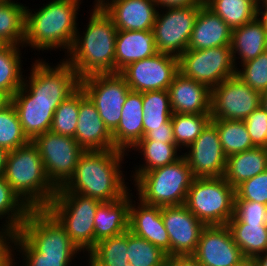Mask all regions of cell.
Returning <instances> with one entry per match:
<instances>
[{
  "instance_id": "1",
  "label": "cell",
  "mask_w": 267,
  "mask_h": 266,
  "mask_svg": "<svg viewBox=\"0 0 267 266\" xmlns=\"http://www.w3.org/2000/svg\"><path fill=\"white\" fill-rule=\"evenodd\" d=\"M128 155L130 156L118 149L85 151L79 158L72 177L57 191L77 193L100 202L123 198L132 191L127 185L129 182L125 181L127 174H124L121 165Z\"/></svg>"
},
{
  "instance_id": "2",
  "label": "cell",
  "mask_w": 267,
  "mask_h": 266,
  "mask_svg": "<svg viewBox=\"0 0 267 266\" xmlns=\"http://www.w3.org/2000/svg\"><path fill=\"white\" fill-rule=\"evenodd\" d=\"M90 12L85 30L81 33L80 27L77 29L72 46L64 57L79 79L115 73L117 28L102 8L93 7Z\"/></svg>"
},
{
  "instance_id": "3",
  "label": "cell",
  "mask_w": 267,
  "mask_h": 266,
  "mask_svg": "<svg viewBox=\"0 0 267 266\" xmlns=\"http://www.w3.org/2000/svg\"><path fill=\"white\" fill-rule=\"evenodd\" d=\"M82 1L52 0L36 10L26 6L23 47L29 49L31 47L39 52L47 50V53L49 50L59 49L65 52V56L72 46L79 27L77 20Z\"/></svg>"
},
{
  "instance_id": "4",
  "label": "cell",
  "mask_w": 267,
  "mask_h": 266,
  "mask_svg": "<svg viewBox=\"0 0 267 266\" xmlns=\"http://www.w3.org/2000/svg\"><path fill=\"white\" fill-rule=\"evenodd\" d=\"M3 176L30 209L46 208L57 192L31 141L23 147L8 151Z\"/></svg>"
},
{
  "instance_id": "5",
  "label": "cell",
  "mask_w": 267,
  "mask_h": 266,
  "mask_svg": "<svg viewBox=\"0 0 267 266\" xmlns=\"http://www.w3.org/2000/svg\"><path fill=\"white\" fill-rule=\"evenodd\" d=\"M184 156L172 164L141 174L132 184L143 203L159 207L183 205L194 180Z\"/></svg>"
},
{
  "instance_id": "6",
  "label": "cell",
  "mask_w": 267,
  "mask_h": 266,
  "mask_svg": "<svg viewBox=\"0 0 267 266\" xmlns=\"http://www.w3.org/2000/svg\"><path fill=\"white\" fill-rule=\"evenodd\" d=\"M101 203L77 193L57 191L46 207L84 256L94 248L95 213Z\"/></svg>"
},
{
  "instance_id": "7",
  "label": "cell",
  "mask_w": 267,
  "mask_h": 266,
  "mask_svg": "<svg viewBox=\"0 0 267 266\" xmlns=\"http://www.w3.org/2000/svg\"><path fill=\"white\" fill-rule=\"evenodd\" d=\"M234 204L235 188L224 177L194 178L184 203L206 226L226 225Z\"/></svg>"
},
{
  "instance_id": "8",
  "label": "cell",
  "mask_w": 267,
  "mask_h": 266,
  "mask_svg": "<svg viewBox=\"0 0 267 266\" xmlns=\"http://www.w3.org/2000/svg\"><path fill=\"white\" fill-rule=\"evenodd\" d=\"M44 257L75 259L83 254L46 209H30L18 231Z\"/></svg>"
},
{
  "instance_id": "9",
  "label": "cell",
  "mask_w": 267,
  "mask_h": 266,
  "mask_svg": "<svg viewBox=\"0 0 267 266\" xmlns=\"http://www.w3.org/2000/svg\"><path fill=\"white\" fill-rule=\"evenodd\" d=\"M62 59L56 66H51L43 57L32 62L30 74L24 75L22 84L32 100L63 102L80 86L76 71Z\"/></svg>"
},
{
  "instance_id": "10",
  "label": "cell",
  "mask_w": 267,
  "mask_h": 266,
  "mask_svg": "<svg viewBox=\"0 0 267 266\" xmlns=\"http://www.w3.org/2000/svg\"><path fill=\"white\" fill-rule=\"evenodd\" d=\"M43 161L51 184L59 189L72 177L79 158L85 152L73 137L47 131L31 140Z\"/></svg>"
},
{
  "instance_id": "11",
  "label": "cell",
  "mask_w": 267,
  "mask_h": 266,
  "mask_svg": "<svg viewBox=\"0 0 267 266\" xmlns=\"http://www.w3.org/2000/svg\"><path fill=\"white\" fill-rule=\"evenodd\" d=\"M179 72L210 89L236 74L230 46L186 50L178 57Z\"/></svg>"
},
{
  "instance_id": "12",
  "label": "cell",
  "mask_w": 267,
  "mask_h": 266,
  "mask_svg": "<svg viewBox=\"0 0 267 266\" xmlns=\"http://www.w3.org/2000/svg\"><path fill=\"white\" fill-rule=\"evenodd\" d=\"M80 86L112 133L118 127L123 105L131 90L125 78L120 73L94 74L80 79Z\"/></svg>"
},
{
  "instance_id": "13",
  "label": "cell",
  "mask_w": 267,
  "mask_h": 266,
  "mask_svg": "<svg viewBox=\"0 0 267 266\" xmlns=\"http://www.w3.org/2000/svg\"><path fill=\"white\" fill-rule=\"evenodd\" d=\"M200 7L187 6L158 10L152 29L157 52L179 57L187 50Z\"/></svg>"
},
{
  "instance_id": "14",
  "label": "cell",
  "mask_w": 267,
  "mask_h": 266,
  "mask_svg": "<svg viewBox=\"0 0 267 266\" xmlns=\"http://www.w3.org/2000/svg\"><path fill=\"white\" fill-rule=\"evenodd\" d=\"M261 103V93L236 74L211 89L212 120L244 121Z\"/></svg>"
},
{
  "instance_id": "15",
  "label": "cell",
  "mask_w": 267,
  "mask_h": 266,
  "mask_svg": "<svg viewBox=\"0 0 267 266\" xmlns=\"http://www.w3.org/2000/svg\"><path fill=\"white\" fill-rule=\"evenodd\" d=\"M179 72L178 57L158 52L154 56L129 64L120 74L132 91L168 90Z\"/></svg>"
},
{
  "instance_id": "16",
  "label": "cell",
  "mask_w": 267,
  "mask_h": 266,
  "mask_svg": "<svg viewBox=\"0 0 267 266\" xmlns=\"http://www.w3.org/2000/svg\"><path fill=\"white\" fill-rule=\"evenodd\" d=\"M183 156L195 178L223 177L225 174L227 157L223 151L218 130L212 122L185 149Z\"/></svg>"
},
{
  "instance_id": "17",
  "label": "cell",
  "mask_w": 267,
  "mask_h": 266,
  "mask_svg": "<svg viewBox=\"0 0 267 266\" xmlns=\"http://www.w3.org/2000/svg\"><path fill=\"white\" fill-rule=\"evenodd\" d=\"M193 256L201 266H242L248 261L227 225L205 226Z\"/></svg>"
},
{
  "instance_id": "18",
  "label": "cell",
  "mask_w": 267,
  "mask_h": 266,
  "mask_svg": "<svg viewBox=\"0 0 267 266\" xmlns=\"http://www.w3.org/2000/svg\"><path fill=\"white\" fill-rule=\"evenodd\" d=\"M161 216L170 239V257L193 255L206 225L184 204L161 207Z\"/></svg>"
},
{
  "instance_id": "19",
  "label": "cell",
  "mask_w": 267,
  "mask_h": 266,
  "mask_svg": "<svg viewBox=\"0 0 267 266\" xmlns=\"http://www.w3.org/2000/svg\"><path fill=\"white\" fill-rule=\"evenodd\" d=\"M74 139L84 151L116 149L112 134L104 125L95 104L81 86L78 124Z\"/></svg>"
},
{
  "instance_id": "20",
  "label": "cell",
  "mask_w": 267,
  "mask_h": 266,
  "mask_svg": "<svg viewBox=\"0 0 267 266\" xmlns=\"http://www.w3.org/2000/svg\"><path fill=\"white\" fill-rule=\"evenodd\" d=\"M23 133L31 141L35 136L50 131L56 108L62 102L32 100V95L21 86L11 97Z\"/></svg>"
},
{
  "instance_id": "21",
  "label": "cell",
  "mask_w": 267,
  "mask_h": 266,
  "mask_svg": "<svg viewBox=\"0 0 267 266\" xmlns=\"http://www.w3.org/2000/svg\"><path fill=\"white\" fill-rule=\"evenodd\" d=\"M133 198H136L137 202ZM128 230L161 248L170 257V239L164 227L161 207L143 203L132 192Z\"/></svg>"
},
{
  "instance_id": "22",
  "label": "cell",
  "mask_w": 267,
  "mask_h": 266,
  "mask_svg": "<svg viewBox=\"0 0 267 266\" xmlns=\"http://www.w3.org/2000/svg\"><path fill=\"white\" fill-rule=\"evenodd\" d=\"M102 9L117 30H152L158 12L154 0H110Z\"/></svg>"
},
{
  "instance_id": "23",
  "label": "cell",
  "mask_w": 267,
  "mask_h": 266,
  "mask_svg": "<svg viewBox=\"0 0 267 266\" xmlns=\"http://www.w3.org/2000/svg\"><path fill=\"white\" fill-rule=\"evenodd\" d=\"M168 91L173 114H210L211 89L207 85L178 72Z\"/></svg>"
},
{
  "instance_id": "24",
  "label": "cell",
  "mask_w": 267,
  "mask_h": 266,
  "mask_svg": "<svg viewBox=\"0 0 267 266\" xmlns=\"http://www.w3.org/2000/svg\"><path fill=\"white\" fill-rule=\"evenodd\" d=\"M232 29L203 4L196 17L187 50L231 45Z\"/></svg>"
},
{
  "instance_id": "25",
  "label": "cell",
  "mask_w": 267,
  "mask_h": 266,
  "mask_svg": "<svg viewBox=\"0 0 267 266\" xmlns=\"http://www.w3.org/2000/svg\"><path fill=\"white\" fill-rule=\"evenodd\" d=\"M143 115L142 93L130 90L118 127L111 133L116 149L129 153L143 138Z\"/></svg>"
},
{
  "instance_id": "26",
  "label": "cell",
  "mask_w": 267,
  "mask_h": 266,
  "mask_svg": "<svg viewBox=\"0 0 267 266\" xmlns=\"http://www.w3.org/2000/svg\"><path fill=\"white\" fill-rule=\"evenodd\" d=\"M157 52L152 30H117L115 41V73L129 64L154 56Z\"/></svg>"
},
{
  "instance_id": "27",
  "label": "cell",
  "mask_w": 267,
  "mask_h": 266,
  "mask_svg": "<svg viewBox=\"0 0 267 266\" xmlns=\"http://www.w3.org/2000/svg\"><path fill=\"white\" fill-rule=\"evenodd\" d=\"M131 191L123 198L102 202L96 210L94 221V247L97 242L128 231Z\"/></svg>"
},
{
  "instance_id": "28",
  "label": "cell",
  "mask_w": 267,
  "mask_h": 266,
  "mask_svg": "<svg viewBox=\"0 0 267 266\" xmlns=\"http://www.w3.org/2000/svg\"><path fill=\"white\" fill-rule=\"evenodd\" d=\"M230 47L236 69L267 50V31L257 17L232 30Z\"/></svg>"
},
{
  "instance_id": "29",
  "label": "cell",
  "mask_w": 267,
  "mask_h": 266,
  "mask_svg": "<svg viewBox=\"0 0 267 266\" xmlns=\"http://www.w3.org/2000/svg\"><path fill=\"white\" fill-rule=\"evenodd\" d=\"M267 170V148L255 147L227 157L224 178L234 188Z\"/></svg>"
},
{
  "instance_id": "30",
  "label": "cell",
  "mask_w": 267,
  "mask_h": 266,
  "mask_svg": "<svg viewBox=\"0 0 267 266\" xmlns=\"http://www.w3.org/2000/svg\"><path fill=\"white\" fill-rule=\"evenodd\" d=\"M132 150L138 152V155L139 153L140 156L142 155L141 157L143 158H141V160L143 159V164L136 165V167H134L135 171H131V178L129 180L131 182L132 180L134 182L141 174L158 167L172 164L183 156L182 150L176 146V143L139 141L130 149L131 152Z\"/></svg>"
},
{
  "instance_id": "31",
  "label": "cell",
  "mask_w": 267,
  "mask_h": 266,
  "mask_svg": "<svg viewBox=\"0 0 267 266\" xmlns=\"http://www.w3.org/2000/svg\"><path fill=\"white\" fill-rule=\"evenodd\" d=\"M24 5L15 0L0 3V44L24 45L26 4Z\"/></svg>"
},
{
  "instance_id": "32",
  "label": "cell",
  "mask_w": 267,
  "mask_h": 266,
  "mask_svg": "<svg viewBox=\"0 0 267 266\" xmlns=\"http://www.w3.org/2000/svg\"><path fill=\"white\" fill-rule=\"evenodd\" d=\"M143 100V137L153 128L172 127L173 115L168 90L142 93Z\"/></svg>"
},
{
  "instance_id": "33",
  "label": "cell",
  "mask_w": 267,
  "mask_h": 266,
  "mask_svg": "<svg viewBox=\"0 0 267 266\" xmlns=\"http://www.w3.org/2000/svg\"><path fill=\"white\" fill-rule=\"evenodd\" d=\"M226 225L234 242L248 261L256 255L267 252V223H227Z\"/></svg>"
},
{
  "instance_id": "34",
  "label": "cell",
  "mask_w": 267,
  "mask_h": 266,
  "mask_svg": "<svg viewBox=\"0 0 267 266\" xmlns=\"http://www.w3.org/2000/svg\"><path fill=\"white\" fill-rule=\"evenodd\" d=\"M127 250L128 231L97 242L84 261L86 266H127Z\"/></svg>"
},
{
  "instance_id": "35",
  "label": "cell",
  "mask_w": 267,
  "mask_h": 266,
  "mask_svg": "<svg viewBox=\"0 0 267 266\" xmlns=\"http://www.w3.org/2000/svg\"><path fill=\"white\" fill-rule=\"evenodd\" d=\"M23 46L0 44V89L11 97L23 84Z\"/></svg>"
},
{
  "instance_id": "36",
  "label": "cell",
  "mask_w": 267,
  "mask_h": 266,
  "mask_svg": "<svg viewBox=\"0 0 267 266\" xmlns=\"http://www.w3.org/2000/svg\"><path fill=\"white\" fill-rule=\"evenodd\" d=\"M204 4L232 30L256 17L257 2L255 0H205Z\"/></svg>"
},
{
  "instance_id": "37",
  "label": "cell",
  "mask_w": 267,
  "mask_h": 266,
  "mask_svg": "<svg viewBox=\"0 0 267 266\" xmlns=\"http://www.w3.org/2000/svg\"><path fill=\"white\" fill-rule=\"evenodd\" d=\"M30 208L12 190L3 175H0V220L12 233L18 232Z\"/></svg>"
},
{
  "instance_id": "38",
  "label": "cell",
  "mask_w": 267,
  "mask_h": 266,
  "mask_svg": "<svg viewBox=\"0 0 267 266\" xmlns=\"http://www.w3.org/2000/svg\"><path fill=\"white\" fill-rule=\"evenodd\" d=\"M218 130L225 156L255 148L244 121L211 120Z\"/></svg>"
},
{
  "instance_id": "39",
  "label": "cell",
  "mask_w": 267,
  "mask_h": 266,
  "mask_svg": "<svg viewBox=\"0 0 267 266\" xmlns=\"http://www.w3.org/2000/svg\"><path fill=\"white\" fill-rule=\"evenodd\" d=\"M211 114L174 113L171 117L173 137L181 150L188 148L211 122Z\"/></svg>"
},
{
  "instance_id": "40",
  "label": "cell",
  "mask_w": 267,
  "mask_h": 266,
  "mask_svg": "<svg viewBox=\"0 0 267 266\" xmlns=\"http://www.w3.org/2000/svg\"><path fill=\"white\" fill-rule=\"evenodd\" d=\"M128 262L131 266H167L168 256L161 248L128 230Z\"/></svg>"
},
{
  "instance_id": "41",
  "label": "cell",
  "mask_w": 267,
  "mask_h": 266,
  "mask_svg": "<svg viewBox=\"0 0 267 266\" xmlns=\"http://www.w3.org/2000/svg\"><path fill=\"white\" fill-rule=\"evenodd\" d=\"M80 105V86L55 110L50 131L63 136L75 137Z\"/></svg>"
},
{
  "instance_id": "42",
  "label": "cell",
  "mask_w": 267,
  "mask_h": 266,
  "mask_svg": "<svg viewBox=\"0 0 267 266\" xmlns=\"http://www.w3.org/2000/svg\"><path fill=\"white\" fill-rule=\"evenodd\" d=\"M29 142L30 140L23 133L14 105L10 103L0 111V147L12 151Z\"/></svg>"
},
{
  "instance_id": "43",
  "label": "cell",
  "mask_w": 267,
  "mask_h": 266,
  "mask_svg": "<svg viewBox=\"0 0 267 266\" xmlns=\"http://www.w3.org/2000/svg\"><path fill=\"white\" fill-rule=\"evenodd\" d=\"M15 250L25 266H71L75 263V259L44 257L19 232L12 235V251Z\"/></svg>"
},
{
  "instance_id": "44",
  "label": "cell",
  "mask_w": 267,
  "mask_h": 266,
  "mask_svg": "<svg viewBox=\"0 0 267 266\" xmlns=\"http://www.w3.org/2000/svg\"><path fill=\"white\" fill-rule=\"evenodd\" d=\"M239 67L236 69V75L250 88L259 93L267 91V50Z\"/></svg>"
},
{
  "instance_id": "45",
  "label": "cell",
  "mask_w": 267,
  "mask_h": 266,
  "mask_svg": "<svg viewBox=\"0 0 267 266\" xmlns=\"http://www.w3.org/2000/svg\"><path fill=\"white\" fill-rule=\"evenodd\" d=\"M235 200H249L267 205V170L238 185L235 188Z\"/></svg>"
},
{
  "instance_id": "46",
  "label": "cell",
  "mask_w": 267,
  "mask_h": 266,
  "mask_svg": "<svg viewBox=\"0 0 267 266\" xmlns=\"http://www.w3.org/2000/svg\"><path fill=\"white\" fill-rule=\"evenodd\" d=\"M228 223H267V205L249 200H235L234 214Z\"/></svg>"
},
{
  "instance_id": "47",
  "label": "cell",
  "mask_w": 267,
  "mask_h": 266,
  "mask_svg": "<svg viewBox=\"0 0 267 266\" xmlns=\"http://www.w3.org/2000/svg\"><path fill=\"white\" fill-rule=\"evenodd\" d=\"M244 122L253 145L267 148V112L265 109L260 105Z\"/></svg>"
},
{
  "instance_id": "48",
  "label": "cell",
  "mask_w": 267,
  "mask_h": 266,
  "mask_svg": "<svg viewBox=\"0 0 267 266\" xmlns=\"http://www.w3.org/2000/svg\"><path fill=\"white\" fill-rule=\"evenodd\" d=\"M140 141H155L161 143H175L173 127H158L149 131Z\"/></svg>"
},
{
  "instance_id": "49",
  "label": "cell",
  "mask_w": 267,
  "mask_h": 266,
  "mask_svg": "<svg viewBox=\"0 0 267 266\" xmlns=\"http://www.w3.org/2000/svg\"><path fill=\"white\" fill-rule=\"evenodd\" d=\"M157 9L187 7V6H202L205 0H154Z\"/></svg>"
},
{
  "instance_id": "50",
  "label": "cell",
  "mask_w": 267,
  "mask_h": 266,
  "mask_svg": "<svg viewBox=\"0 0 267 266\" xmlns=\"http://www.w3.org/2000/svg\"><path fill=\"white\" fill-rule=\"evenodd\" d=\"M167 266H201L193 255H175L168 257Z\"/></svg>"
},
{
  "instance_id": "51",
  "label": "cell",
  "mask_w": 267,
  "mask_h": 266,
  "mask_svg": "<svg viewBox=\"0 0 267 266\" xmlns=\"http://www.w3.org/2000/svg\"><path fill=\"white\" fill-rule=\"evenodd\" d=\"M11 252L12 237H0V266H4V262Z\"/></svg>"
},
{
  "instance_id": "52",
  "label": "cell",
  "mask_w": 267,
  "mask_h": 266,
  "mask_svg": "<svg viewBox=\"0 0 267 266\" xmlns=\"http://www.w3.org/2000/svg\"><path fill=\"white\" fill-rule=\"evenodd\" d=\"M256 17L264 26L267 31V7L265 6H257L256 7Z\"/></svg>"
},
{
  "instance_id": "53",
  "label": "cell",
  "mask_w": 267,
  "mask_h": 266,
  "mask_svg": "<svg viewBox=\"0 0 267 266\" xmlns=\"http://www.w3.org/2000/svg\"><path fill=\"white\" fill-rule=\"evenodd\" d=\"M16 254L17 253L15 251H12L6 258L4 262V266H16L17 264L19 265V262L21 263V261H18V259L20 260V257H17ZM15 261H18V262H15ZM20 266H25V265L22 263Z\"/></svg>"
},
{
  "instance_id": "54",
  "label": "cell",
  "mask_w": 267,
  "mask_h": 266,
  "mask_svg": "<svg viewBox=\"0 0 267 266\" xmlns=\"http://www.w3.org/2000/svg\"><path fill=\"white\" fill-rule=\"evenodd\" d=\"M251 262L254 266H267V252L256 255Z\"/></svg>"
},
{
  "instance_id": "55",
  "label": "cell",
  "mask_w": 267,
  "mask_h": 266,
  "mask_svg": "<svg viewBox=\"0 0 267 266\" xmlns=\"http://www.w3.org/2000/svg\"><path fill=\"white\" fill-rule=\"evenodd\" d=\"M11 103V96L0 89V111Z\"/></svg>"
},
{
  "instance_id": "56",
  "label": "cell",
  "mask_w": 267,
  "mask_h": 266,
  "mask_svg": "<svg viewBox=\"0 0 267 266\" xmlns=\"http://www.w3.org/2000/svg\"><path fill=\"white\" fill-rule=\"evenodd\" d=\"M7 154H8V151L0 147V175H3L4 173Z\"/></svg>"
},
{
  "instance_id": "57",
  "label": "cell",
  "mask_w": 267,
  "mask_h": 266,
  "mask_svg": "<svg viewBox=\"0 0 267 266\" xmlns=\"http://www.w3.org/2000/svg\"><path fill=\"white\" fill-rule=\"evenodd\" d=\"M0 237H12L13 233L0 224Z\"/></svg>"
},
{
  "instance_id": "58",
  "label": "cell",
  "mask_w": 267,
  "mask_h": 266,
  "mask_svg": "<svg viewBox=\"0 0 267 266\" xmlns=\"http://www.w3.org/2000/svg\"><path fill=\"white\" fill-rule=\"evenodd\" d=\"M260 105L267 112V91L261 93V103H260Z\"/></svg>"
},
{
  "instance_id": "59",
  "label": "cell",
  "mask_w": 267,
  "mask_h": 266,
  "mask_svg": "<svg viewBox=\"0 0 267 266\" xmlns=\"http://www.w3.org/2000/svg\"><path fill=\"white\" fill-rule=\"evenodd\" d=\"M110 0H94L92 7L102 8Z\"/></svg>"
},
{
  "instance_id": "60",
  "label": "cell",
  "mask_w": 267,
  "mask_h": 266,
  "mask_svg": "<svg viewBox=\"0 0 267 266\" xmlns=\"http://www.w3.org/2000/svg\"><path fill=\"white\" fill-rule=\"evenodd\" d=\"M257 6H265V7H267V0H260V1L257 3Z\"/></svg>"
},
{
  "instance_id": "61",
  "label": "cell",
  "mask_w": 267,
  "mask_h": 266,
  "mask_svg": "<svg viewBox=\"0 0 267 266\" xmlns=\"http://www.w3.org/2000/svg\"><path fill=\"white\" fill-rule=\"evenodd\" d=\"M242 266H254V264L251 261H247Z\"/></svg>"
},
{
  "instance_id": "62",
  "label": "cell",
  "mask_w": 267,
  "mask_h": 266,
  "mask_svg": "<svg viewBox=\"0 0 267 266\" xmlns=\"http://www.w3.org/2000/svg\"><path fill=\"white\" fill-rule=\"evenodd\" d=\"M6 1H11V0H0V3H1V2H6Z\"/></svg>"
}]
</instances>
